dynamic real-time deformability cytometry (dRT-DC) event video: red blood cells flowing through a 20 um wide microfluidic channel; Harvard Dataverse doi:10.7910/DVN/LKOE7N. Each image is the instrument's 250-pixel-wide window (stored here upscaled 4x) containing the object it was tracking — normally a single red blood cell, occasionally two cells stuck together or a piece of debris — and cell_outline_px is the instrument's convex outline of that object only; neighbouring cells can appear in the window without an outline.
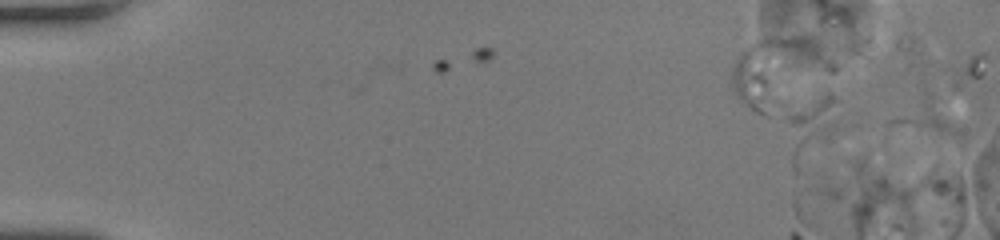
{"species": "human", "species_latin": "Homo sapiens", "temperature_condition": "room temperature", "stored_images_in_passage": 20, "camera_frame_rate_fps": 3000, "um_per_image_px": 0.085, "donor": {"sex": "female"}, "frame": {"image": 1, "passage_image": 14, "time_ms": 4.333, "image_size_px": [1000, 240], "cell_outline_px": [[840, 100], [836, 128], [796, 172], [792, 172], [788, 120], [788, 116], [828, 92]], "centroid_in_image_um": [68.99, 10.87], "position_along_channel_um": 16.0, "area_um2": 17.46}}